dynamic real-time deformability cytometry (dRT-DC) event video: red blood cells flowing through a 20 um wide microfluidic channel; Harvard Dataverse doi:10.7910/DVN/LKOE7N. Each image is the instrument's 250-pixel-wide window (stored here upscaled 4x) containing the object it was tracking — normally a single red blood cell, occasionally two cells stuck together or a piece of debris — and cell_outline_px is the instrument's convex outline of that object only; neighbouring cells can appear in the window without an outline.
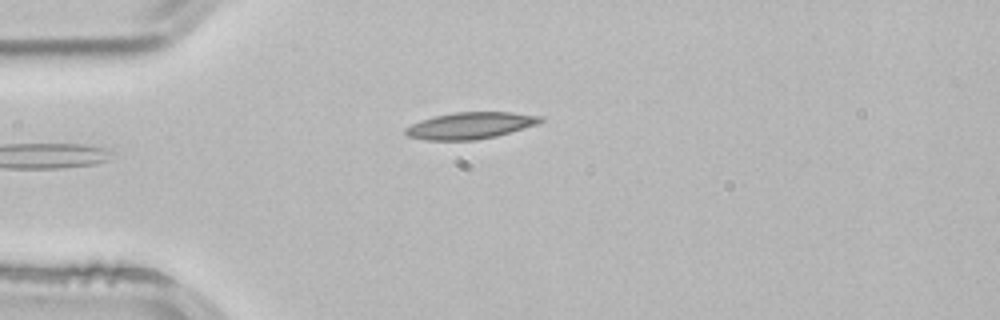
{"species": "common noctule bat (a hibernating species)", "species_latin": "Nyctalus noctula", "temperature_condition": "room temperature", "stored_images_in_passage": 3, "camera_frame_rate_fps": 3000, "um_per_image_px": 0.085, "animal": {"sex": "male", "body_mass_g": 21.5, "forearm_length_mm": 52.0}, "frame": {"image": 1, "passage_image": 3, "time_ms": 0.667, "image_size_px": [1000, 320], "cell_outline_px": [[544, 120], [536, 124], [496, 136], [476, 140], [428, 140], [408, 136], [404, 132], [404, 128], [412, 124], [436, 116], [456, 112], [512, 112], [544, 116]], "centroid_in_image_um": [40.0, 10.67], "position_along_channel_um": 45.0, "area_um2": 20.69}}